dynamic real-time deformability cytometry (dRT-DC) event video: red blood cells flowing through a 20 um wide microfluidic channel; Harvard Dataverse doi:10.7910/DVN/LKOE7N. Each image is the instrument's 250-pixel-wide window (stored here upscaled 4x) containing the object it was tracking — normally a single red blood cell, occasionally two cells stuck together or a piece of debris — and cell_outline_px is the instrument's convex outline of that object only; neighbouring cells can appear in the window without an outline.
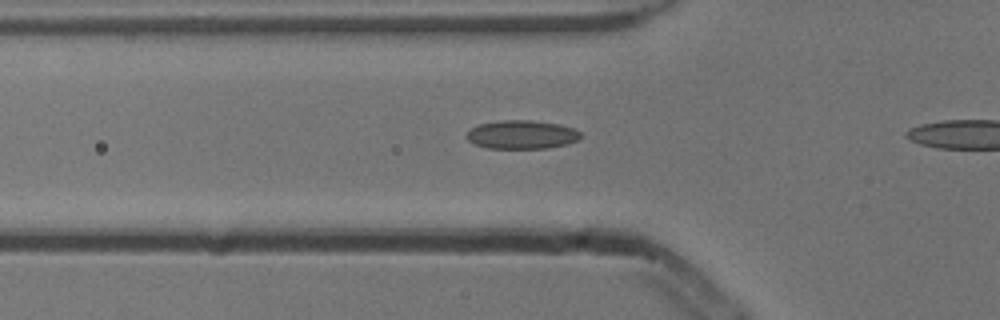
{"species": "common noctule bat (a hibernating species)", "species_latin": "Nyctalus noctula", "temperature_condition": "cold", "stored_images_in_passage": 8, "camera_frame_rate_fps": 3000, "um_per_image_px": 0.085, "animal": {"sex": "male", "body_mass_g": 13.3}, "frame": {"image": 1, "passage_image": 7, "time_ms": 2.0, "image_size_px": [1000, 320], "cell_outline_px": [[580, 136], [576, 140], [568, 144], [548, 148], [488, 148], [476, 144], [468, 140], [464, 136], [468, 128], [480, 124], [500, 120], [532, 120], [560, 124], [572, 128], [580, 132]], "centroid_in_image_um": [44.3, 11.43], "position_along_channel_um": 81.5, "area_um2": 19.07}}